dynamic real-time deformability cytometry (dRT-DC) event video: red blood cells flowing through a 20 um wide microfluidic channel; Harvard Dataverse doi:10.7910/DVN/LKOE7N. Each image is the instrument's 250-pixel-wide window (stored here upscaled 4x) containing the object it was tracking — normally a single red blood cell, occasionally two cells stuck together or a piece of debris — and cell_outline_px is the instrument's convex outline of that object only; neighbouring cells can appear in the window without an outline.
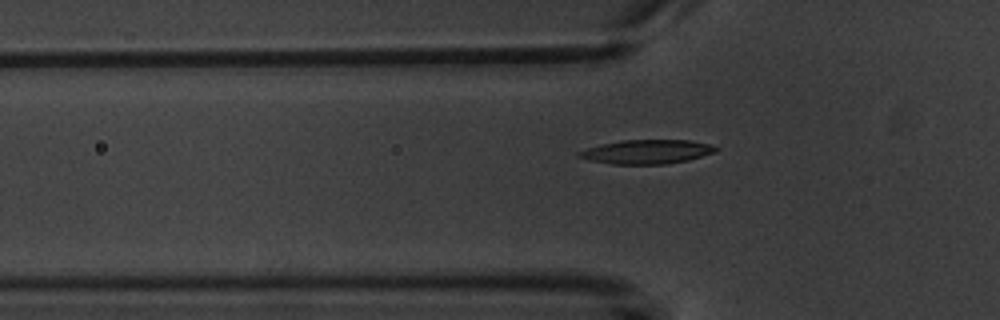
{"species": "common noctule bat (a hibernating species)", "species_latin": "Nyctalus noctula", "temperature_condition": "warm", "stored_images_in_passage": 8, "camera_frame_rate_fps": 3000, "um_per_image_px": 0.085, "animal": {"sex": "male", "body_mass_g": 20.1, "forearm_length_mm": 53.5}, "frame": {"image": 1, "passage_image": 6, "time_ms": 6.667, "image_size_px": [1000, 320], "cell_outline_px": [[720, 148], [716, 152], [688, 160], [664, 164], [612, 164], [588, 160], [576, 156], [576, 152], [588, 148], [620, 140], [692, 140], [708, 144]], "centroid_in_image_um": [54.98, 12.9], "position_along_channel_um": 70.8, "area_um2": 19.19}}
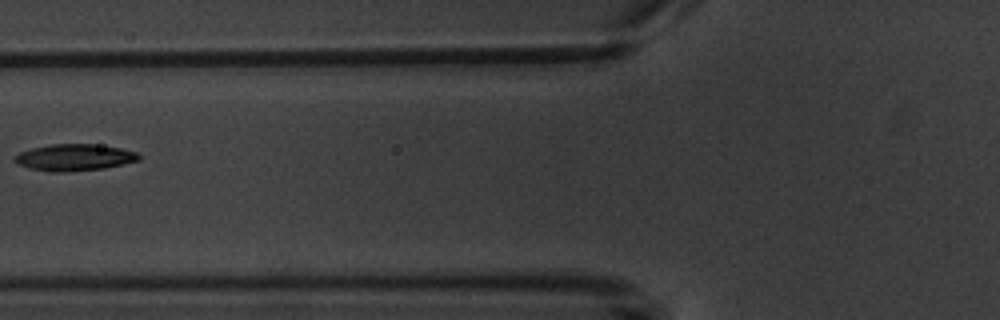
{"frame": {"image": 2, "passage_image": 7, "time_ms": 8.0, "image_size_px": [1000, 320], "cell_outline_px": [[140, 160], [104, 168], [60, 172], [48, 172], [28, 168], [16, 164], [12, 160], [12, 156], [20, 152], [32, 148], [52, 144], [92, 144], [120, 148], [136, 152], [140, 156]], "centroid_in_image_um": [6.25, 13.38], "position_along_channel_um": 119.6, "area_um2": 19.31}}
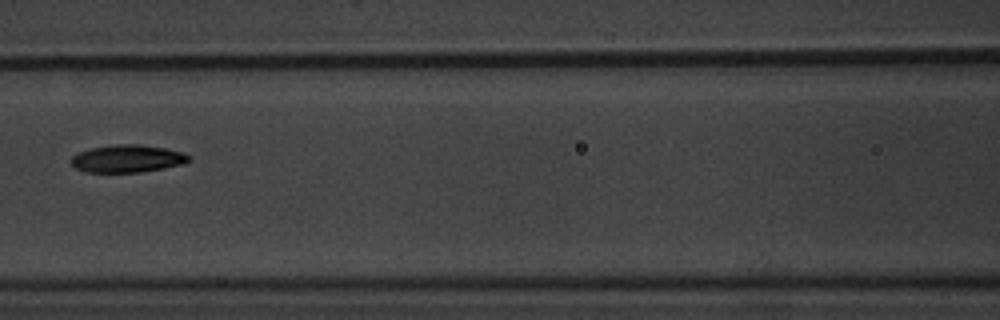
{"frame": {"image": 3, "passage_image": 8, "time_ms": 9.0, "image_size_px": [1000, 320], "cell_outline_px": [[192, 160], [184, 164], [164, 168], [140, 172], [84, 172], [76, 168], [72, 164], [72, 156], [76, 152], [92, 148], [116, 144], [140, 144], [164, 148], [184, 152], [192, 156]], "centroid_in_image_um": [10.87, 13.48], "position_along_channel_um": 155.7, "area_um2": 19.07}}